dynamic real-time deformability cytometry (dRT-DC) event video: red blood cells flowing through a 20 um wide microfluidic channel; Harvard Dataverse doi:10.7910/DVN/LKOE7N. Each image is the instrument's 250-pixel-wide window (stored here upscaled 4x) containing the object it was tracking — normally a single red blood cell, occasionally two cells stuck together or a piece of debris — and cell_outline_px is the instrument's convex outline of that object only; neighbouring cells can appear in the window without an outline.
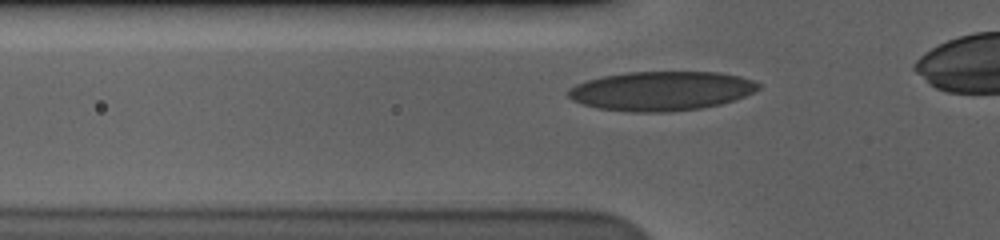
{"species": "human", "species_latin": "Homo sapiens", "temperature_condition": "cold", "stored_images_in_passage": 34, "camera_frame_rate_fps": 3000, "um_per_image_px": 0.085, "donor": {"sex": "male"}, "frame": {"image": 1, "passage_image": 6, "time_ms": 1.667, "image_size_px": [1000, 240], "cell_outline_px": [[760, 88], [736, 100], [720, 104], [700, 108], [668, 112], [628, 112], [596, 108], [572, 100], [568, 96], [568, 88], [576, 84], [588, 80], [604, 76], [628, 72], [720, 72], [740, 76], [752, 80], [760, 84]], "centroid_in_image_um": [56.21, 7.73], "position_along_channel_um": 69.6, "area_um2": 43.52}}
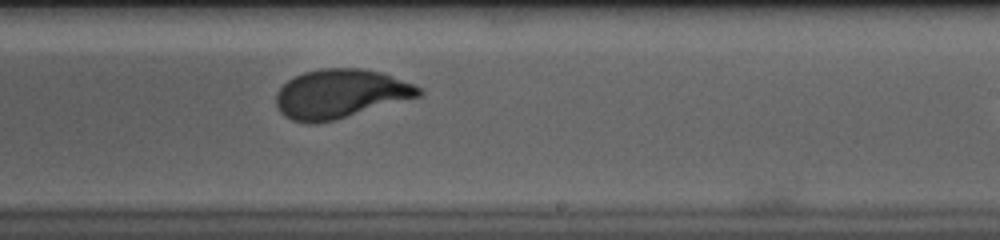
{"frame": {"image": 2, "passage_image": 22, "time_ms": 7.0, "image_size_px": [1000, 240], "cell_outline_px": [[424, 92], [420, 96], [336, 120], [316, 124], [308, 124], [292, 120], [284, 116], [280, 112], [276, 104], [276, 92], [288, 80], [304, 72], [320, 68], [360, 68], [380, 72], [412, 84], [420, 88]], "centroid_in_image_um": [28.89, 7.99], "position_along_channel_um": 260.1, "area_um2": 40.69}}
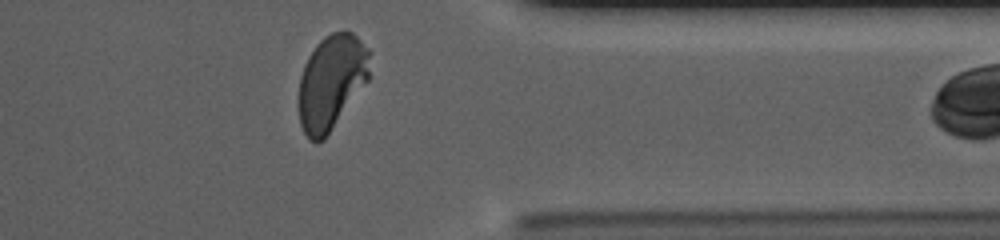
{"frame": {"image": 3, "passage_image": 33, "time_ms": 10.667, "image_size_px": [1000, 240], "cell_outline_px": [[372, 52], [368, 80], [324, 140], [316, 144], [308, 140], [300, 124], [300, 76], [304, 64], [308, 56], [316, 44], [324, 36], [332, 32], [344, 28], [352, 32]], "centroid_in_image_um": [28.19, 6.94], "position_along_channel_um": 383.2, "area_um2": 39.59}}